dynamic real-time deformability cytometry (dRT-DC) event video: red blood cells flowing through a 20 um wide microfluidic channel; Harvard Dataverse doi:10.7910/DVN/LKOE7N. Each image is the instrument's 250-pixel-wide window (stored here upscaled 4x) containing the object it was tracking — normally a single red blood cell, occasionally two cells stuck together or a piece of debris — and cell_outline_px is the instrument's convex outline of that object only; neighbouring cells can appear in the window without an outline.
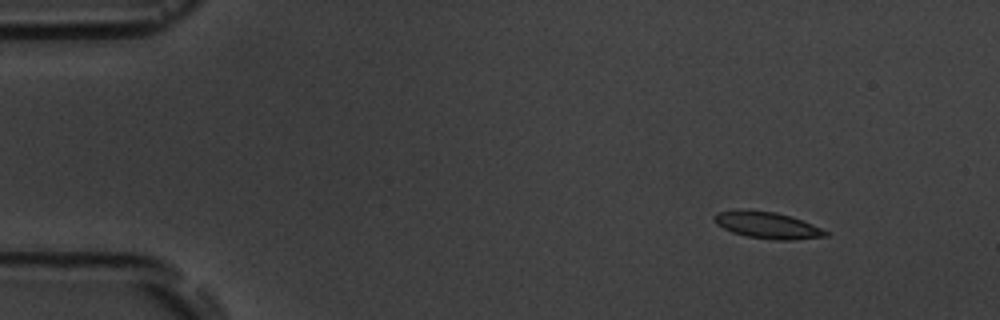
{"species": "common noctule bat (a hibernating species)", "species_latin": "Nyctalus noctula", "temperature_condition": "room temperature", "stored_images_in_passage": 4, "camera_frame_rate_fps": 3000, "um_per_image_px": 0.085, "animal": {"sex": "male", "body_mass_g": 19.5, "forearm_length_mm": 54.6}, "frame": {"image": 1, "passage_image": 2, "time_ms": 1.333, "image_size_px": [1000, 320], "cell_outline_px": [[828, 236], [792, 240], [776, 240], [748, 236], [732, 232], [716, 224], [712, 216], [716, 212], [740, 208], [776, 212], [792, 216], [812, 224], [828, 232]], "centroid_in_image_um": [65.18, 19.11], "position_along_channel_um": 19.8, "area_um2": 17.46}}
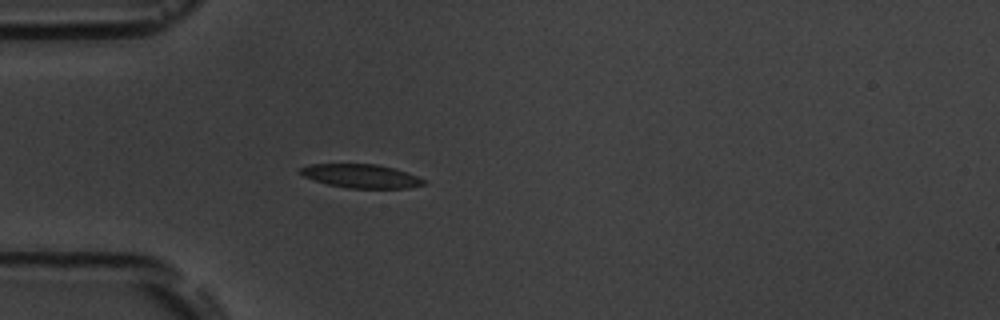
{"frame": {"image": 2, "passage_image": 4, "time_ms": 4.667, "image_size_px": [1000, 320], "cell_outline_px": [[428, 184], [408, 188], [348, 188], [328, 184], [304, 176], [296, 172], [300, 168], [308, 164], [376, 164], [396, 168], [416, 176], [424, 180]], "centroid_in_image_um": [30.69, 14.96], "position_along_channel_um": 54.3, "area_um2": 17.05}}